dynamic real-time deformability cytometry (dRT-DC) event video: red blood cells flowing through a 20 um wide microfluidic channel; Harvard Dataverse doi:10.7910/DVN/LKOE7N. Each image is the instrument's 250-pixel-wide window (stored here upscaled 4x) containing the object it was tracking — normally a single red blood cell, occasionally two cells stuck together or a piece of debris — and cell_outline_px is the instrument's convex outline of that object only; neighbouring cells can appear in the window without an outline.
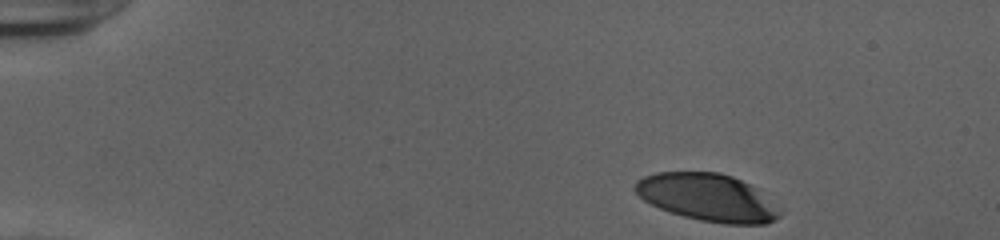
{"species": "human", "species_latin": "Homo sapiens", "temperature_condition": "cold", "stored_images_in_passage": 38, "camera_frame_rate_fps": 3000, "um_per_image_px": 0.085, "donor": {"sex": "female"}, "frame": {"image": 1, "passage_image": 1, "time_ms": 0.0, "image_size_px": [1000, 240], "cell_outline_px": [[780, 216], [764, 224], [724, 224], [700, 220], [684, 216], [660, 208], [644, 200], [632, 188], [636, 180], [644, 176], [656, 172], [720, 172], [732, 176], [756, 188], [780, 212]], "centroid_in_image_um": [60.08, 16.77], "position_along_channel_um": 24.9, "area_um2": 39.48}}
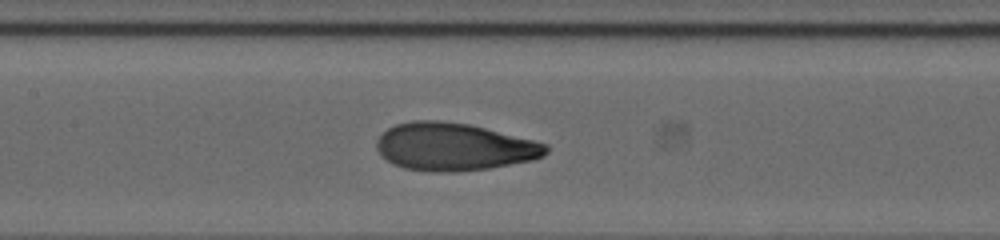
{"frame": {"image": 2, "passage_image": 20, "time_ms": 6.333, "image_size_px": [1000, 240], "cell_outline_px": [[548, 152], [544, 156], [532, 160], [492, 168], [452, 172], [432, 172], [404, 168], [392, 164], [376, 148], [376, 140], [388, 128], [396, 124], [412, 120], [440, 120], [468, 124], [548, 144]], "centroid_in_image_um": [38.58, 12.48], "position_along_channel_um": 168.8, "area_um2": 46.93}}
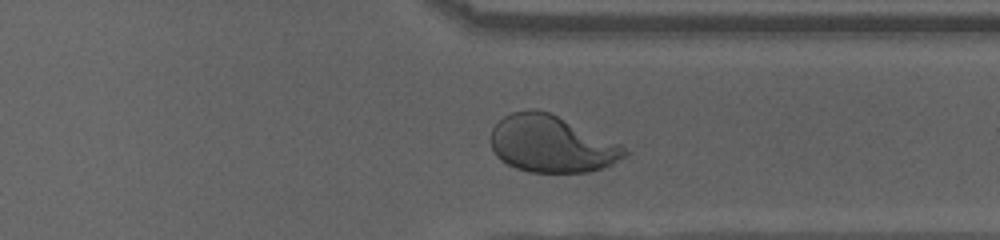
{"frame": {"image": 3, "passage_image": 35, "time_ms": 11.333, "image_size_px": [1000, 240], "cell_outline_px": [[628, 152], [624, 156], [612, 164], [588, 172], [528, 172], [516, 168], [500, 160], [496, 156], [492, 148], [492, 128], [504, 116], [512, 112], [532, 108], [536, 108], [548, 112], [624, 144]], "centroid_in_image_um": [46.89, 12.23], "position_along_channel_um": 364.5, "area_um2": 44.39}, "authors_computed_cell_mechanics": {"area_um2": 45.373, "velocity_mm_per_s": 3.9193, "shape_relaxation_time_tau1_ms": 4.2292, "shape_relaxation_time_tau2_ms": null, "deformation_change_tau1": 0.2313, "deformation_change_tau2": null}}